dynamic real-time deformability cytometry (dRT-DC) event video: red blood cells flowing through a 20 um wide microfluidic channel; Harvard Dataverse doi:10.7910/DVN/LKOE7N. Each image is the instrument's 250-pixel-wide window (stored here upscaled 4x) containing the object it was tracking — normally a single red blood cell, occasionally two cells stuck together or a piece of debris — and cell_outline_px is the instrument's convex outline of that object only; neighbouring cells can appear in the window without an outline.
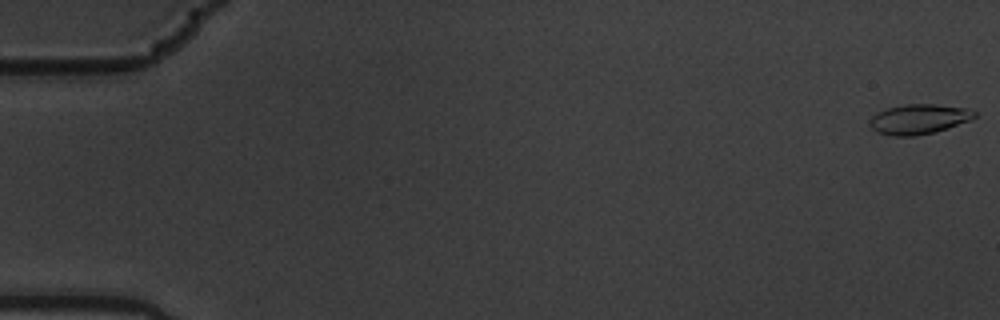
{"species": "common noctule bat (a hibernating species)", "species_latin": "Nyctalus noctula", "temperature_condition": "warm", "stored_images_in_passage": 6, "camera_frame_rate_fps": 3000, "um_per_image_px": 0.085, "animal": {"sex": "male", "body_mass_g": 19.5, "forearm_length_mm": 54.6}, "frame": {"image": 1, "passage_image": 1, "time_ms": 0.0, "image_size_px": [1000, 320], "cell_outline_px": [[976, 116], [968, 120], [936, 132], [916, 136], [892, 136], [876, 132], [872, 128], [868, 120], [876, 112], [888, 108], [904, 104], [936, 104], [968, 108], [976, 112]], "centroid_in_image_um": [78.06, 10.12], "position_along_channel_um": 6.9, "area_um2": 18.32}}